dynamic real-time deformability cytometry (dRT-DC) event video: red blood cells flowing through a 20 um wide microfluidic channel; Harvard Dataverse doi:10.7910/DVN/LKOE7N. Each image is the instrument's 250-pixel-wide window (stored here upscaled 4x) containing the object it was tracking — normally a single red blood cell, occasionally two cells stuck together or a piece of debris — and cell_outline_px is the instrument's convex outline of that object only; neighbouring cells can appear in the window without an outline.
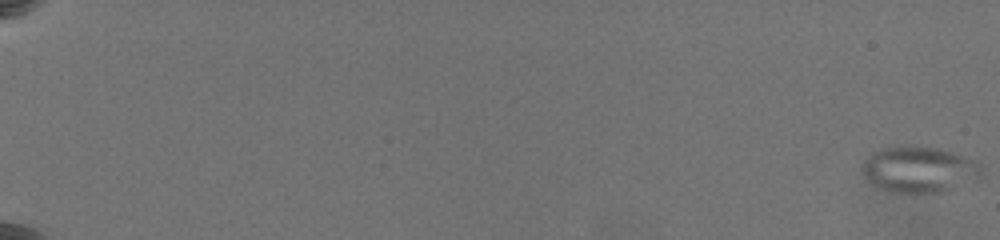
{"species": "common noctule bat (a hibernating species)", "species_latin": "Nyctalus noctula", "temperature_condition": "warm", "stored_images_in_passage": 24, "camera_frame_rate_fps": 3000, "um_per_image_px": 0.085, "animal": {"sex": "female", "body_mass_g": 19.5, "forearm_length_mm": 54.1}, "frame": {"image": 1, "passage_image": 4, "time_ms": 1.0, "image_size_px": [1000, 240], "cell_outline_px": [[956, 160], [936, 188], [888, 188], [880, 184], [868, 172], [868, 164], [876, 156], [884, 152], [896, 148], [924, 148], [944, 152], [956, 156]], "centroid_in_image_um": [77.43, 14.27], "position_along_channel_um": 7.6, "area_um2": 20.4}}